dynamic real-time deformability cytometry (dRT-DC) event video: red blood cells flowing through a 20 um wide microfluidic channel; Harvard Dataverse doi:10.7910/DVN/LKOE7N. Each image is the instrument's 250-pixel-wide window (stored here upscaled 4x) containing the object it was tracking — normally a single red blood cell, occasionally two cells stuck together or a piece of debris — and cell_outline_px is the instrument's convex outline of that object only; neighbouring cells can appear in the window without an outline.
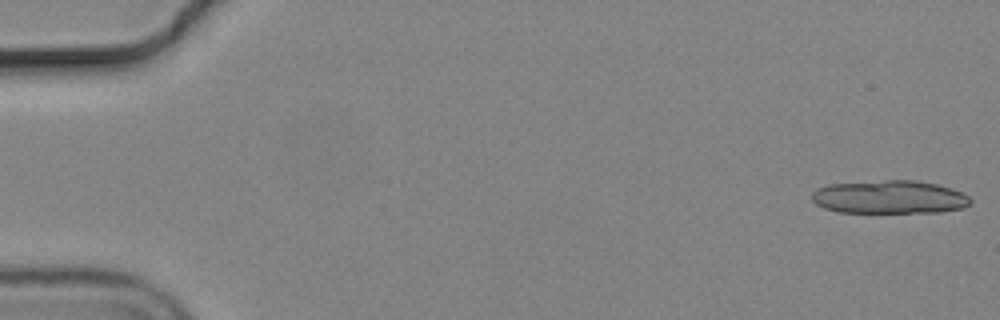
{"species": "common noctule bat (a hibernating species)", "species_latin": "Nyctalus noctula", "temperature_condition": "cold", "stored_images_in_passage": 12, "camera_frame_rate_fps": 3000, "um_per_image_px": 0.085, "animal": {"sex": "male", "body_mass_g": 19.2, "forearm_length_mm": 51.8}, "frame": {"image": 1, "passage_image": 1, "time_ms": 0.0, "image_size_px": [1000, 320], "cell_outline_px": [[972, 200], [964, 208], [940, 212], [836, 212], [824, 208], [816, 204], [812, 200], [812, 192], [816, 188], [828, 184], [884, 180], [916, 180], [936, 184], [960, 192], [968, 196]], "centroid_in_image_um": [75.56, 16.75], "position_along_channel_um": 9.4, "area_um2": 30.75}}